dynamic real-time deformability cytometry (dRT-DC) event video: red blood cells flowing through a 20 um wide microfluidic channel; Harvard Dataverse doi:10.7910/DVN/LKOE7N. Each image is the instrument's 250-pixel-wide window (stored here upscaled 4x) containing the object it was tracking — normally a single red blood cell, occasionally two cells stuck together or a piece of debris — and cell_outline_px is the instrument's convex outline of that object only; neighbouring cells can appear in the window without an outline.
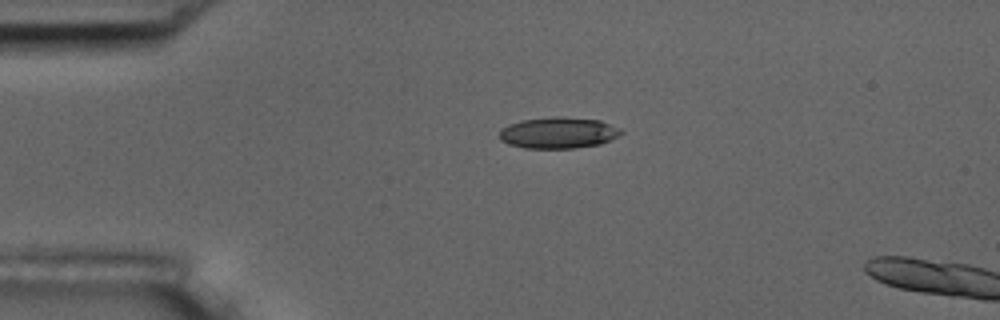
{"species": "common noctule bat (a hibernating species)", "species_latin": "Nyctalus noctula", "temperature_condition": "room temperature", "stored_images_in_passage": 2, "camera_frame_rate_fps": 3000, "um_per_image_px": 0.085, "animal": {"sex": "male", "body_mass_g": 17.5, "forearm_length_mm": 52.3}, "frame": {"image": 1, "passage_image": 1, "time_ms": 0.0, "image_size_px": [1000, 320], "cell_outline_px": [[624, 132], [600, 144], [572, 148], [524, 148], [508, 144], [500, 140], [500, 132], [508, 124], [524, 120], [556, 116], [560, 116], [600, 120], [620, 128]], "centroid_in_image_um": [47.46, 11.28], "position_along_channel_um": 37.5, "area_um2": 21.96}}